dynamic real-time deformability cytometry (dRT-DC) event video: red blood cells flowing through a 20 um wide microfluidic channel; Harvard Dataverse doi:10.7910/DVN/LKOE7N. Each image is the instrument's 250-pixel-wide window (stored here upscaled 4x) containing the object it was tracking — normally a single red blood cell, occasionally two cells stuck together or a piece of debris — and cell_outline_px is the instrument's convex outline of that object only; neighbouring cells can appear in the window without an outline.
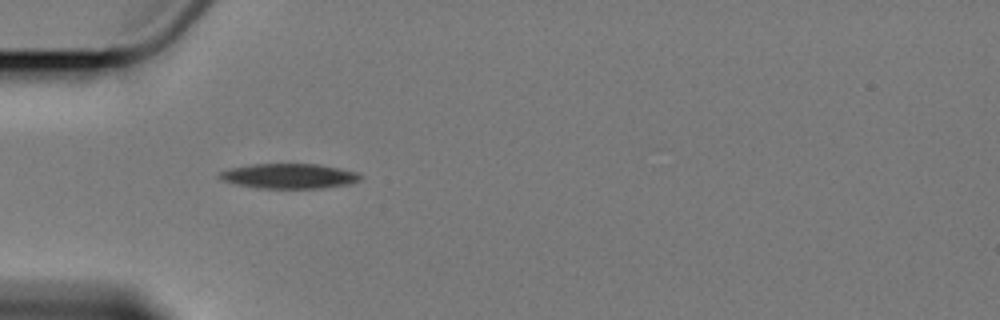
{"species": "Egyptian fruit bat (a non-hibernating species)", "species_latin": "Rousettus aegyptiacus", "temperature_condition": "cold", "stored_images_in_passage": 4, "camera_frame_rate_fps": 3000, "um_per_image_px": 0.085, "animal": {"sex": "female"}, "frame": {"image": 1, "passage_image": 2, "time_ms": 1.0, "image_size_px": [1000, 320], "cell_outline_px": [[364, 176], [360, 180], [352, 184], [324, 188], [260, 188], [236, 184], [220, 180], [216, 176], [220, 172], [232, 168], [252, 164], [316, 164], [340, 168], [356, 172]], "centroid_in_image_um": [24.6, 14.97], "position_along_channel_um": 60.4, "area_um2": 20.58}}
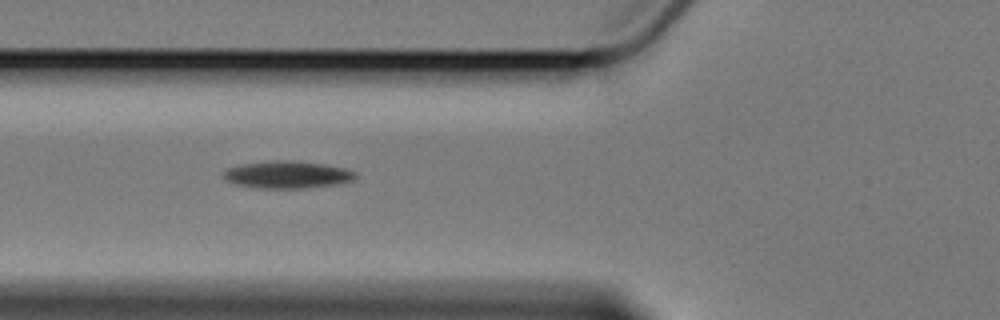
{"frame": {"image": 2, "passage_image": 3, "time_ms": 2.333, "image_size_px": [1000, 320], "cell_outline_px": [[356, 176], [352, 180], [336, 184], [308, 188], [256, 188], [236, 184], [228, 180], [224, 176], [224, 172], [228, 168], [240, 164], [276, 160], [292, 160], [324, 164], [344, 168], [356, 172]], "centroid_in_image_um": [24.43, 14.84], "position_along_channel_um": 101.4, "area_um2": 20.87}}
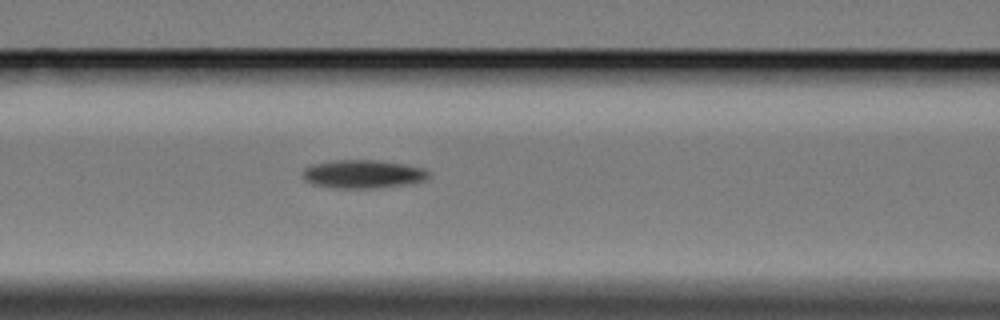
{"frame": {"image": 3, "passage_image": 4, "time_ms": 3.333, "image_size_px": [1000, 320], "cell_outline_px": [[432, 176], [428, 180], [412, 184], [380, 188], [332, 188], [312, 184], [304, 180], [300, 172], [304, 168], [312, 164], [332, 160], [376, 160], [404, 164], [424, 168], [432, 172]], "centroid_in_image_um": [30.89, 14.8], "position_along_channel_um": 135.7, "area_um2": 21.5}}